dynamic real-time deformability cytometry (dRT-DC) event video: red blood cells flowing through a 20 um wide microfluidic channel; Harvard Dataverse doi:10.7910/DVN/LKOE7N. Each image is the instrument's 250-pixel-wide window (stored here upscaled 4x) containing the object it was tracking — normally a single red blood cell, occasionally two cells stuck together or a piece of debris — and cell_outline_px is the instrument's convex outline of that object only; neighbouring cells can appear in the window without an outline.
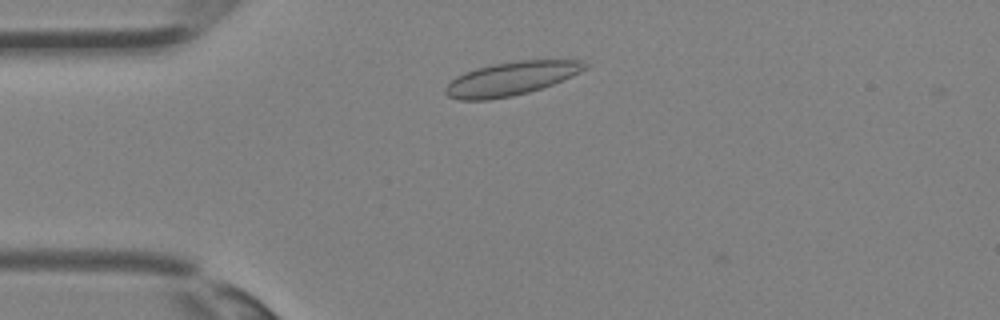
{"species": "Egyptian fruit bat (a non-hibernating species)", "species_latin": "Rousettus aegyptiacus", "temperature_condition": "room temperature", "stored_images_in_passage": 28, "camera_frame_rate_fps": 3000, "um_per_image_px": 0.085, "animal": {"sex": "female"}, "frame": {"image": 1, "passage_image": 1, "time_ms": 0.0, "image_size_px": [1000, 320], "cell_outline_px": [[588, 68], [552, 84], [528, 92], [512, 96], [488, 100], [460, 100], [448, 96], [444, 92], [444, 88], [456, 76], [464, 72], [476, 68], [492, 64], [520, 60], [584, 60], [588, 64]], "centroid_in_image_um": [43.42, 6.68], "position_along_channel_um": 41.6, "area_um2": 27.17}}
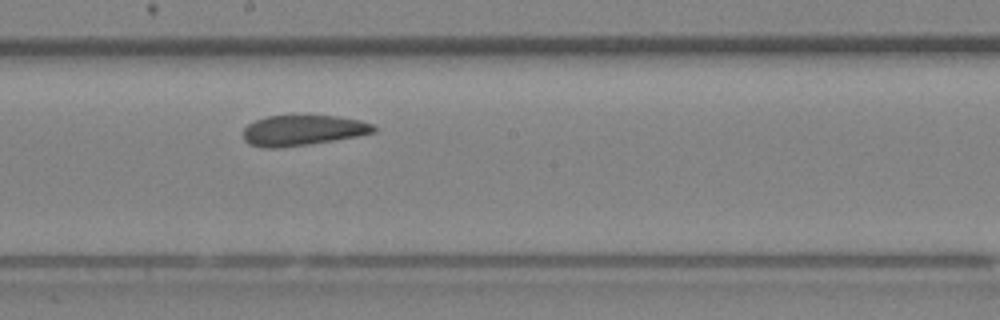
{"frame": {"image": 2, "passage_image": 12, "time_ms": 3.667, "image_size_px": [1000, 320], "cell_outline_px": [[376, 132], [356, 136], [308, 144], [276, 148], [264, 148], [248, 144], [244, 140], [244, 128], [248, 124], [256, 120], [268, 116], [336, 116], [360, 120], [372, 124], [376, 128]], "centroid_in_image_um": [25.71, 11.08], "position_along_channel_um": 222.5, "area_um2": 22.89}}
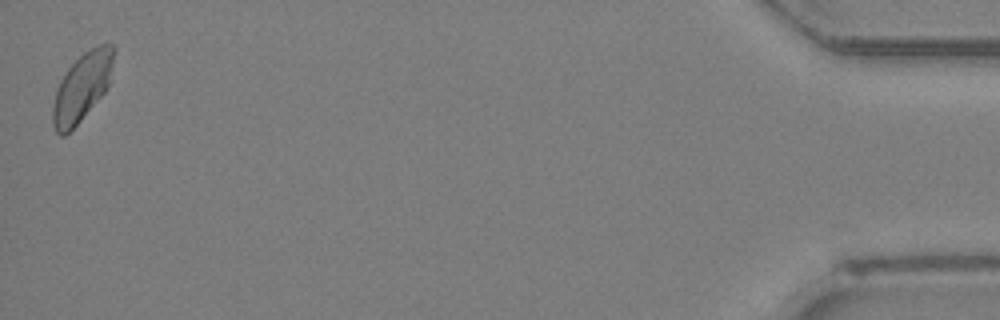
{"frame": {"image": 3, "passage_image": 28, "time_ms": 9.0, "image_size_px": [1000, 320], "cell_outline_px": [[112, 60], [108, 84], [104, 92], [80, 120], [64, 136], [60, 136], [56, 132], [52, 124], [52, 108], [56, 88], [60, 80], [68, 68], [84, 52], [100, 44], [112, 44]], "centroid_in_image_um": [6.9, 7.43], "position_along_channel_um": 428.3, "area_um2": 23.47}}